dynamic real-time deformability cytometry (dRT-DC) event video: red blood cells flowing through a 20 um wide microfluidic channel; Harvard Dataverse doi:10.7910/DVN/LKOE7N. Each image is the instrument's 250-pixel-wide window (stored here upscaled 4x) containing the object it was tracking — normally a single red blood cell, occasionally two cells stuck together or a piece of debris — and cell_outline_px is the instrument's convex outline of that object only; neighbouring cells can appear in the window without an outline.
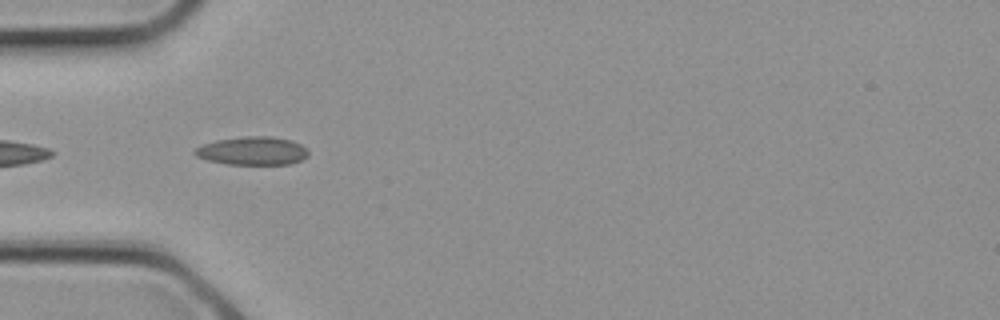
{"species": "common noctule bat (a hibernating species)", "species_latin": "Nyctalus noctula", "temperature_condition": "cold", "stored_images_in_passage": 2, "camera_frame_rate_fps": 3000, "um_per_image_px": 0.085, "animal": {"sex": "female", "body_mass_g": 21.9}, "frame": {"image": 1, "passage_image": 2, "time_ms": 0.333, "image_size_px": [1000, 320], "cell_outline_px": [[308, 156], [300, 160], [288, 164], [228, 164], [208, 160], [196, 156], [192, 152], [196, 148], [204, 144], [216, 140], [244, 136], [272, 136], [292, 140], [308, 148]], "centroid_in_image_um": [21.48, 12.81], "position_along_channel_um": 63.5, "area_um2": 18.73}}